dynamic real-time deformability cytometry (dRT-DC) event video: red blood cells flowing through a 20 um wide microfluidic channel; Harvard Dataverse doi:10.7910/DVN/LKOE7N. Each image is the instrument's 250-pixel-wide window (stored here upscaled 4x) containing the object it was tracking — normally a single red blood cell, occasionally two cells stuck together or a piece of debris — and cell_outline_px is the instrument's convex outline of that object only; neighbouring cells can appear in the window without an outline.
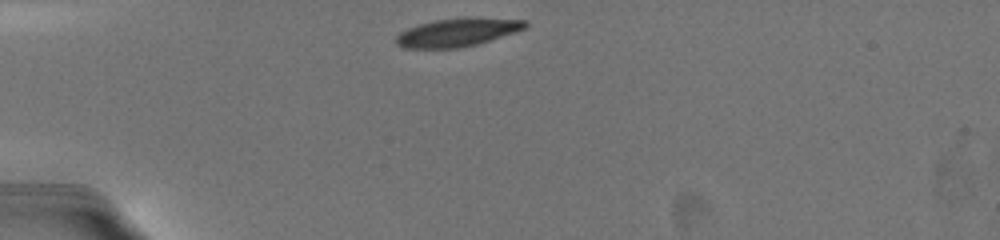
{"species": "common noctule bat (a hibernating species)", "species_latin": "Nyctalus noctula", "temperature_condition": "warm", "stored_images_in_passage": 56, "camera_frame_rate_fps": 3000, "um_per_image_px": 0.085, "animal": {"sex": "female", "body_mass_g": 19.5, "forearm_length_mm": 54.1}, "frame": {"image": 1, "passage_image": 1, "time_ms": 0.0, "image_size_px": [1000, 240], "cell_outline_px": [[528, 24], [524, 28], [516, 32], [476, 44], [460, 48], [404, 48], [396, 44], [396, 36], [400, 32], [408, 28], [420, 24], [436, 20], [528, 20]], "centroid_in_image_um": [38.79, 2.81], "position_along_channel_um": 46.2, "area_um2": 20.06}}
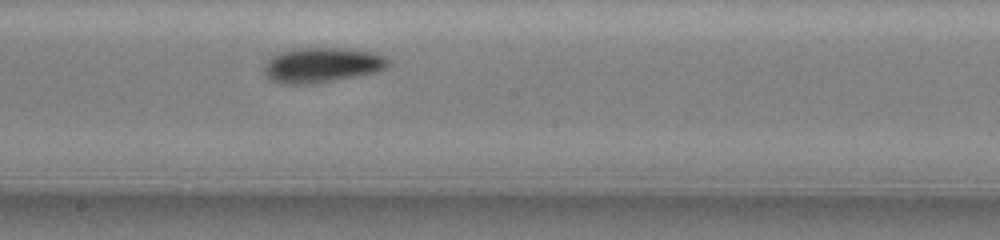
{"frame": {"image": 2, "passage_image": 31, "time_ms": 5.667, "image_size_px": [1000, 240], "cell_outline_px": [[392, 64], [376, 72], [336, 80], [312, 84], [280, 84], [272, 80], [264, 72], [264, 64], [272, 56], [280, 52], [296, 48], [344, 48], [372, 52], [388, 56]], "centroid_in_image_um": [27.4, 5.53], "position_along_channel_um": 220.8, "area_um2": 25.49}}
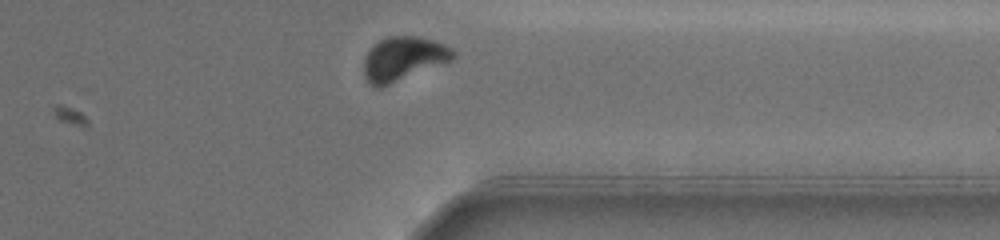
{"frame": {"image": 3, "passage_image": 53, "time_ms": 10.0, "image_size_px": [1000, 240], "cell_outline_px": [[456, 60], [380, 88], [376, 88], [364, 76], [364, 56], [372, 44], [388, 36], [416, 36], [432, 40], [444, 44], [452, 48], [456, 52]], "centroid_in_image_um": [34.32, 4.99], "position_along_channel_um": 377.1, "area_um2": 23.35}, "authors_computed_cell_mechanics": {"area_um2": 24.4205, "velocity_mm_per_s": 3.6363, "shape_relaxation_time_tau1_ms": 2.3373, "shape_relaxation_time_tau2_ms": 1.1763, "deformation_change_tau1": 0.1284, "deformation_change_tau2": 0.0527}}